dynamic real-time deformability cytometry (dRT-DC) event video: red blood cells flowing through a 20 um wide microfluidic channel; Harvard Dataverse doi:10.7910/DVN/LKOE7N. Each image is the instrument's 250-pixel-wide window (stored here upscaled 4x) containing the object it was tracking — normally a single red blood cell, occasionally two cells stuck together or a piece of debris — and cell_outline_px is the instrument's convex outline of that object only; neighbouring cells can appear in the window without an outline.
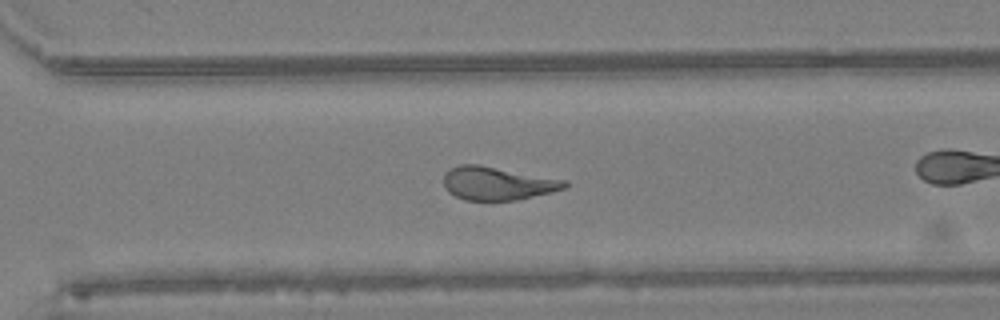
{"species": "Egyptian fruit bat (a non-hibernating species)", "species_latin": "Rousettus aegyptiacus", "temperature_condition": "warm", "stored_images_in_passage": 36, "camera_frame_rate_fps": 3000, "um_per_image_px": 0.085, "animal": {"sex": "female"}, "frame": {"image": 1, "passage_image": 31, "time_ms": 10.0, "image_size_px": [1000, 320], "cell_outline_px": [[568, 184], [564, 188], [552, 192], [516, 200], [464, 200], [448, 192], [444, 188], [444, 176], [448, 168], [460, 164], [476, 164], [568, 180]], "centroid_in_image_um": [42.26, 15.58], "position_along_channel_um": 328.3, "area_um2": 23.47}, "authors_computed_cell_mechanics": {"area_um2": 24.565, "velocity_mm_per_s": 4.5304, "shape_relaxation_time_tau1_ms": null, "shape_relaxation_time_tau2_ms": 1.6104, "deformation_change_tau1": null, "deformation_change_tau2": 0.1124}}